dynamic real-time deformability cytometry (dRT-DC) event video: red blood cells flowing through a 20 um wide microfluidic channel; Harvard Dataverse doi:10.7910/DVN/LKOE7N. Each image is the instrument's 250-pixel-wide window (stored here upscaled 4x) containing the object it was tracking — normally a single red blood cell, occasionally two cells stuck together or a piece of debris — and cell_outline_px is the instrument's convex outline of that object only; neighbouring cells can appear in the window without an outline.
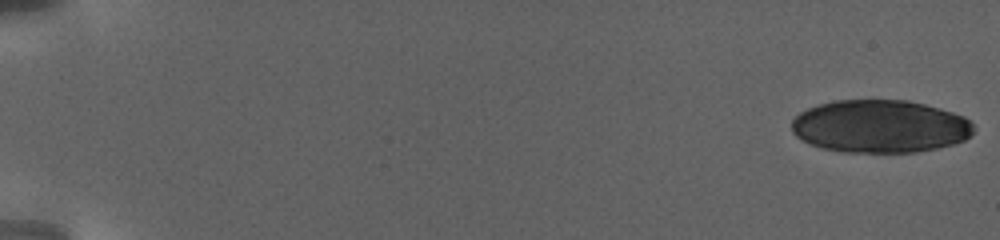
{"species": "human", "species_latin": "Homo sapiens", "temperature_condition": "warm", "stored_images_in_passage": 8, "camera_frame_rate_fps": 3000, "um_per_image_px": 0.085, "donor": {"sex": "female"}, "frame": {"image": 1, "passage_image": 1, "time_ms": 0.0, "image_size_px": [1000, 240], "cell_outline_px": [[972, 132], [964, 140], [952, 144], [936, 148], [916, 152], [844, 152], [824, 148], [812, 144], [796, 136], [792, 132], [792, 120], [800, 112], [808, 108], [820, 104], [836, 100], [908, 100], [924, 104], [952, 112], [964, 116], [972, 124]], "centroid_in_image_um": [74.79, 10.73], "position_along_channel_um": 10.2, "area_um2": 55.66}}